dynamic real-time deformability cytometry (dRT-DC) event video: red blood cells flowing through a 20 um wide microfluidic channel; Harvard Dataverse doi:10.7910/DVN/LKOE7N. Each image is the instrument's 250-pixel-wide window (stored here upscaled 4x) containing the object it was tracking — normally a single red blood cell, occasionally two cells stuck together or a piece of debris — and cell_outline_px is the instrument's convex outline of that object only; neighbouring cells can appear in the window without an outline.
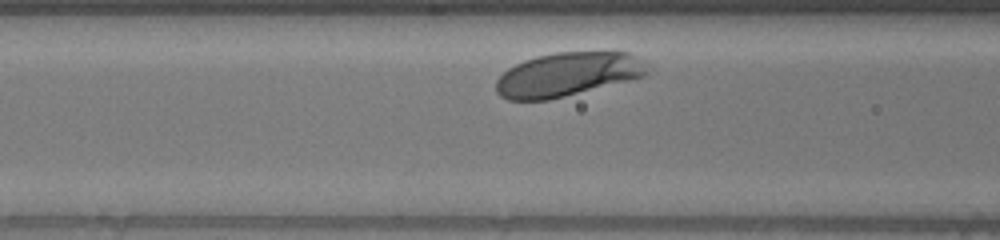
{"species": "human", "species_latin": "Homo sapiens", "temperature_condition": "warm", "stored_images_in_passage": 28, "camera_frame_rate_fps": 3000, "um_per_image_px": 0.085, "donor": {"sex": "male"}, "frame": {"image": 1, "passage_image": 6, "time_ms": 1.667, "image_size_px": [1000, 240], "cell_outline_px": [[648, 76], [548, 100], [508, 100], [500, 96], [496, 92], [496, 80], [508, 68], [524, 60], [536, 56], [556, 52], [628, 52], [648, 72]], "centroid_in_image_um": [48.16, 6.34], "position_along_channel_um": 118.4, "area_um2": 38.21}}
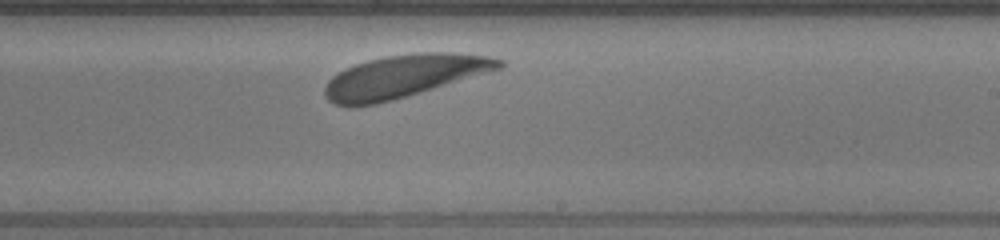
{"frame": {"image": 2, "passage_image": 18, "time_ms": 5.667, "image_size_px": [1000, 240], "cell_outline_px": [[504, 64], [500, 68], [420, 92], [392, 100], [376, 104], [352, 108], [348, 108], [332, 104], [324, 96], [324, 88], [328, 80], [332, 76], [344, 68], [368, 60], [384, 56], [416, 52], [452, 52], [492, 56], [504, 60]], "centroid_in_image_um": [34.25, 6.49], "position_along_channel_um": 254.7, "area_um2": 43.52}}
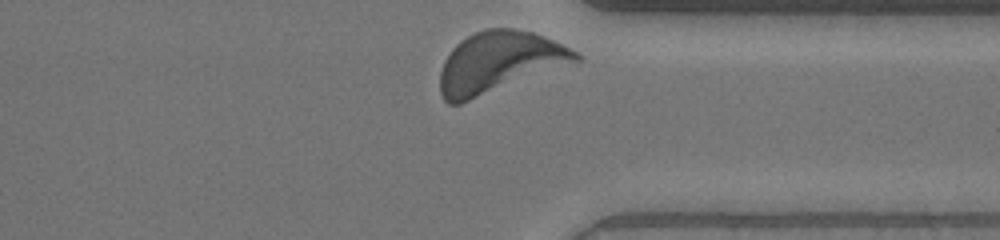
{"frame": {"image": 3, "passage_image": 28, "time_ms": 9.0, "image_size_px": [1000, 240], "cell_outline_px": [[580, 60], [460, 104], [448, 104], [444, 100], [440, 92], [440, 72], [444, 60], [452, 48], [460, 40], [484, 28], [512, 28], [532, 32], [544, 36], [576, 52], [580, 56]], "centroid_in_image_um": [42.36, 5.29], "position_along_channel_um": 369.0, "area_um2": 47.69}}